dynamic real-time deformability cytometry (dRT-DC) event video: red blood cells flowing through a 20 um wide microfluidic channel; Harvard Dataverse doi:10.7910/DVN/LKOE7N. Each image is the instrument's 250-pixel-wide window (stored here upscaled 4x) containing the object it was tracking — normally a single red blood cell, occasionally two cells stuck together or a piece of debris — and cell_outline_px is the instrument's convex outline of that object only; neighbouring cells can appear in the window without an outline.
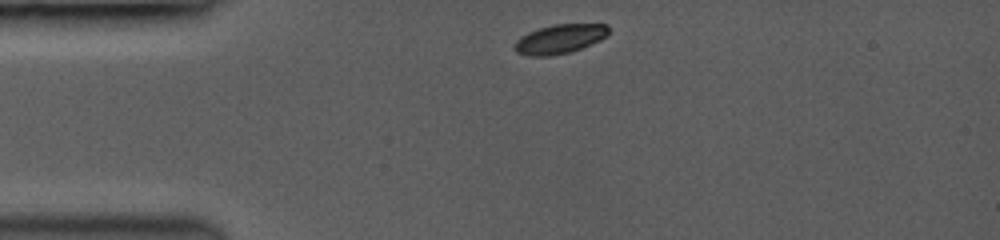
{"species": "common noctule bat (a hibernating species)", "species_latin": "Nyctalus noctula", "temperature_condition": "room temperature", "stored_images_in_passage": 4, "camera_frame_rate_fps": 3500, "um_per_image_px": 0.085, "animal": {"sex": "female", "body_mass_g": 19.0, "forearm_length_mm": 53.3}, "frame": {"image": 1, "passage_image": 1, "time_ms": 0.0, "image_size_px": [1000, 240], "cell_outline_px": [[608, 32], [604, 36], [580, 48], [568, 52], [548, 56], [532, 56], [516, 52], [516, 40], [520, 36], [528, 32], [540, 28], [556, 24], [608, 24]], "centroid_in_image_um": [47.53, 3.3], "position_along_channel_um": 37.5, "area_um2": 15.43}}
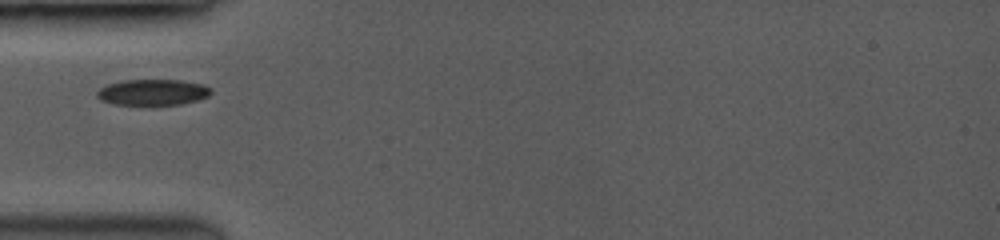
{"frame": {"image": 2, "passage_image": 3, "time_ms": 1.714, "image_size_px": [1000, 240], "cell_outline_px": [[212, 92], [208, 96], [196, 100], [180, 104], [116, 104], [104, 100], [96, 96], [96, 92], [100, 88], [108, 84], [120, 80], [180, 80], [200, 84], [208, 88]], "centroid_in_image_um": [12.95, 7.83], "position_along_channel_um": 72.0, "area_um2": 16.82}}